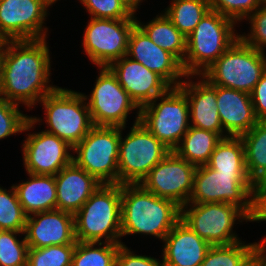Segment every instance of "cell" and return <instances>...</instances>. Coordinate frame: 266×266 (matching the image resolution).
<instances>
[{
    "label": "cell",
    "instance_id": "obj_22",
    "mask_svg": "<svg viewBox=\"0 0 266 266\" xmlns=\"http://www.w3.org/2000/svg\"><path fill=\"white\" fill-rule=\"evenodd\" d=\"M219 118L224 132L231 137H240L258 122L251 94L231 88L216 86Z\"/></svg>",
    "mask_w": 266,
    "mask_h": 266
},
{
    "label": "cell",
    "instance_id": "obj_20",
    "mask_svg": "<svg viewBox=\"0 0 266 266\" xmlns=\"http://www.w3.org/2000/svg\"><path fill=\"white\" fill-rule=\"evenodd\" d=\"M179 87L188 99L190 126L218 133L222 138L229 137L219 118L216 86L201 75H186Z\"/></svg>",
    "mask_w": 266,
    "mask_h": 266
},
{
    "label": "cell",
    "instance_id": "obj_44",
    "mask_svg": "<svg viewBox=\"0 0 266 266\" xmlns=\"http://www.w3.org/2000/svg\"><path fill=\"white\" fill-rule=\"evenodd\" d=\"M244 266H258L257 262L252 258L246 265Z\"/></svg>",
    "mask_w": 266,
    "mask_h": 266
},
{
    "label": "cell",
    "instance_id": "obj_43",
    "mask_svg": "<svg viewBox=\"0 0 266 266\" xmlns=\"http://www.w3.org/2000/svg\"><path fill=\"white\" fill-rule=\"evenodd\" d=\"M122 1L134 14H136L138 12V8H141L140 5H142V3L145 2L146 0H122Z\"/></svg>",
    "mask_w": 266,
    "mask_h": 266
},
{
    "label": "cell",
    "instance_id": "obj_18",
    "mask_svg": "<svg viewBox=\"0 0 266 266\" xmlns=\"http://www.w3.org/2000/svg\"><path fill=\"white\" fill-rule=\"evenodd\" d=\"M109 68L139 108L163 95L171 87L156 72L127 55L113 62Z\"/></svg>",
    "mask_w": 266,
    "mask_h": 266
},
{
    "label": "cell",
    "instance_id": "obj_1",
    "mask_svg": "<svg viewBox=\"0 0 266 266\" xmlns=\"http://www.w3.org/2000/svg\"><path fill=\"white\" fill-rule=\"evenodd\" d=\"M47 41L7 40L1 44L0 95L24 105L28 112L58 87L50 79L53 61Z\"/></svg>",
    "mask_w": 266,
    "mask_h": 266
},
{
    "label": "cell",
    "instance_id": "obj_45",
    "mask_svg": "<svg viewBox=\"0 0 266 266\" xmlns=\"http://www.w3.org/2000/svg\"><path fill=\"white\" fill-rule=\"evenodd\" d=\"M0 73H1V46H0Z\"/></svg>",
    "mask_w": 266,
    "mask_h": 266
},
{
    "label": "cell",
    "instance_id": "obj_24",
    "mask_svg": "<svg viewBox=\"0 0 266 266\" xmlns=\"http://www.w3.org/2000/svg\"><path fill=\"white\" fill-rule=\"evenodd\" d=\"M26 181L13 184L18 200L27 216L56 209L55 177L27 173Z\"/></svg>",
    "mask_w": 266,
    "mask_h": 266
},
{
    "label": "cell",
    "instance_id": "obj_37",
    "mask_svg": "<svg viewBox=\"0 0 266 266\" xmlns=\"http://www.w3.org/2000/svg\"><path fill=\"white\" fill-rule=\"evenodd\" d=\"M210 10L217 11L233 20L238 26L245 22L252 13L266 0H208ZM241 22V23H240Z\"/></svg>",
    "mask_w": 266,
    "mask_h": 266
},
{
    "label": "cell",
    "instance_id": "obj_29",
    "mask_svg": "<svg viewBox=\"0 0 266 266\" xmlns=\"http://www.w3.org/2000/svg\"><path fill=\"white\" fill-rule=\"evenodd\" d=\"M210 10L208 0H171L162 10L173 25L186 37Z\"/></svg>",
    "mask_w": 266,
    "mask_h": 266
},
{
    "label": "cell",
    "instance_id": "obj_6",
    "mask_svg": "<svg viewBox=\"0 0 266 266\" xmlns=\"http://www.w3.org/2000/svg\"><path fill=\"white\" fill-rule=\"evenodd\" d=\"M266 71V53L238 37L201 76L210 84L251 94Z\"/></svg>",
    "mask_w": 266,
    "mask_h": 266
},
{
    "label": "cell",
    "instance_id": "obj_32",
    "mask_svg": "<svg viewBox=\"0 0 266 266\" xmlns=\"http://www.w3.org/2000/svg\"><path fill=\"white\" fill-rule=\"evenodd\" d=\"M27 217L13 184L8 189L0 186V229L24 231Z\"/></svg>",
    "mask_w": 266,
    "mask_h": 266
},
{
    "label": "cell",
    "instance_id": "obj_42",
    "mask_svg": "<svg viewBox=\"0 0 266 266\" xmlns=\"http://www.w3.org/2000/svg\"><path fill=\"white\" fill-rule=\"evenodd\" d=\"M258 266H266V235L257 241L255 246L253 257Z\"/></svg>",
    "mask_w": 266,
    "mask_h": 266
},
{
    "label": "cell",
    "instance_id": "obj_11",
    "mask_svg": "<svg viewBox=\"0 0 266 266\" xmlns=\"http://www.w3.org/2000/svg\"><path fill=\"white\" fill-rule=\"evenodd\" d=\"M254 185L248 173H218L208 165L198 166L188 203H230L250 217Z\"/></svg>",
    "mask_w": 266,
    "mask_h": 266
},
{
    "label": "cell",
    "instance_id": "obj_15",
    "mask_svg": "<svg viewBox=\"0 0 266 266\" xmlns=\"http://www.w3.org/2000/svg\"><path fill=\"white\" fill-rule=\"evenodd\" d=\"M35 125L29 118L23 130L27 132L26 139L21 143L24 170L31 174L55 176L72 162L73 148L44 129L30 132L34 131Z\"/></svg>",
    "mask_w": 266,
    "mask_h": 266
},
{
    "label": "cell",
    "instance_id": "obj_4",
    "mask_svg": "<svg viewBox=\"0 0 266 266\" xmlns=\"http://www.w3.org/2000/svg\"><path fill=\"white\" fill-rule=\"evenodd\" d=\"M44 117L30 116L38 125L46 124L45 131L65 140L72 148L94 126L89 107L82 92L57 87L39 102ZM45 119V120H44Z\"/></svg>",
    "mask_w": 266,
    "mask_h": 266
},
{
    "label": "cell",
    "instance_id": "obj_34",
    "mask_svg": "<svg viewBox=\"0 0 266 266\" xmlns=\"http://www.w3.org/2000/svg\"><path fill=\"white\" fill-rule=\"evenodd\" d=\"M76 244L29 248L26 266H72Z\"/></svg>",
    "mask_w": 266,
    "mask_h": 266
},
{
    "label": "cell",
    "instance_id": "obj_36",
    "mask_svg": "<svg viewBox=\"0 0 266 266\" xmlns=\"http://www.w3.org/2000/svg\"><path fill=\"white\" fill-rule=\"evenodd\" d=\"M91 18L136 19L134 14L122 0H79Z\"/></svg>",
    "mask_w": 266,
    "mask_h": 266
},
{
    "label": "cell",
    "instance_id": "obj_33",
    "mask_svg": "<svg viewBox=\"0 0 266 266\" xmlns=\"http://www.w3.org/2000/svg\"><path fill=\"white\" fill-rule=\"evenodd\" d=\"M28 249L24 231H0V266H26Z\"/></svg>",
    "mask_w": 266,
    "mask_h": 266
},
{
    "label": "cell",
    "instance_id": "obj_14",
    "mask_svg": "<svg viewBox=\"0 0 266 266\" xmlns=\"http://www.w3.org/2000/svg\"><path fill=\"white\" fill-rule=\"evenodd\" d=\"M56 0H0V39L48 38L46 19ZM45 24V25H44Z\"/></svg>",
    "mask_w": 266,
    "mask_h": 266
},
{
    "label": "cell",
    "instance_id": "obj_12",
    "mask_svg": "<svg viewBox=\"0 0 266 266\" xmlns=\"http://www.w3.org/2000/svg\"><path fill=\"white\" fill-rule=\"evenodd\" d=\"M99 70L89 95L83 93L89 107L91 119L96 126L127 127L128 116L136 111L134 124L140 120V108L119 84L109 67Z\"/></svg>",
    "mask_w": 266,
    "mask_h": 266
},
{
    "label": "cell",
    "instance_id": "obj_39",
    "mask_svg": "<svg viewBox=\"0 0 266 266\" xmlns=\"http://www.w3.org/2000/svg\"><path fill=\"white\" fill-rule=\"evenodd\" d=\"M129 248L126 244H121L116 257V266H165L163 260L151 257L150 255H140Z\"/></svg>",
    "mask_w": 266,
    "mask_h": 266
},
{
    "label": "cell",
    "instance_id": "obj_13",
    "mask_svg": "<svg viewBox=\"0 0 266 266\" xmlns=\"http://www.w3.org/2000/svg\"><path fill=\"white\" fill-rule=\"evenodd\" d=\"M135 19H89L83 30L82 48L93 65L109 67L113 62L127 55L129 37Z\"/></svg>",
    "mask_w": 266,
    "mask_h": 266
},
{
    "label": "cell",
    "instance_id": "obj_30",
    "mask_svg": "<svg viewBox=\"0 0 266 266\" xmlns=\"http://www.w3.org/2000/svg\"><path fill=\"white\" fill-rule=\"evenodd\" d=\"M121 244L77 242L72 266H116V257Z\"/></svg>",
    "mask_w": 266,
    "mask_h": 266
},
{
    "label": "cell",
    "instance_id": "obj_17",
    "mask_svg": "<svg viewBox=\"0 0 266 266\" xmlns=\"http://www.w3.org/2000/svg\"><path fill=\"white\" fill-rule=\"evenodd\" d=\"M127 56L156 72L171 87H179L186 77L182 63L157 46L137 24L129 37Z\"/></svg>",
    "mask_w": 266,
    "mask_h": 266
},
{
    "label": "cell",
    "instance_id": "obj_9",
    "mask_svg": "<svg viewBox=\"0 0 266 266\" xmlns=\"http://www.w3.org/2000/svg\"><path fill=\"white\" fill-rule=\"evenodd\" d=\"M126 128L121 127L118 184H140L170 150L140 122L124 136Z\"/></svg>",
    "mask_w": 266,
    "mask_h": 266
},
{
    "label": "cell",
    "instance_id": "obj_8",
    "mask_svg": "<svg viewBox=\"0 0 266 266\" xmlns=\"http://www.w3.org/2000/svg\"><path fill=\"white\" fill-rule=\"evenodd\" d=\"M181 221L211 246H216L241 241L234 227L250 222V217L230 203H187L181 207Z\"/></svg>",
    "mask_w": 266,
    "mask_h": 266
},
{
    "label": "cell",
    "instance_id": "obj_19",
    "mask_svg": "<svg viewBox=\"0 0 266 266\" xmlns=\"http://www.w3.org/2000/svg\"><path fill=\"white\" fill-rule=\"evenodd\" d=\"M24 236L29 248L76 244L74 214L57 209L32 214Z\"/></svg>",
    "mask_w": 266,
    "mask_h": 266
},
{
    "label": "cell",
    "instance_id": "obj_28",
    "mask_svg": "<svg viewBox=\"0 0 266 266\" xmlns=\"http://www.w3.org/2000/svg\"><path fill=\"white\" fill-rule=\"evenodd\" d=\"M207 165L218 173H247L241 137L222 138Z\"/></svg>",
    "mask_w": 266,
    "mask_h": 266
},
{
    "label": "cell",
    "instance_id": "obj_7",
    "mask_svg": "<svg viewBox=\"0 0 266 266\" xmlns=\"http://www.w3.org/2000/svg\"><path fill=\"white\" fill-rule=\"evenodd\" d=\"M139 122L173 151L190 127L184 91L180 87H170L163 95L142 106Z\"/></svg>",
    "mask_w": 266,
    "mask_h": 266
},
{
    "label": "cell",
    "instance_id": "obj_3",
    "mask_svg": "<svg viewBox=\"0 0 266 266\" xmlns=\"http://www.w3.org/2000/svg\"><path fill=\"white\" fill-rule=\"evenodd\" d=\"M77 242L122 243L121 184H101L74 214Z\"/></svg>",
    "mask_w": 266,
    "mask_h": 266
},
{
    "label": "cell",
    "instance_id": "obj_2",
    "mask_svg": "<svg viewBox=\"0 0 266 266\" xmlns=\"http://www.w3.org/2000/svg\"><path fill=\"white\" fill-rule=\"evenodd\" d=\"M181 220V207L141 184L121 185V235L153 236L161 241Z\"/></svg>",
    "mask_w": 266,
    "mask_h": 266
},
{
    "label": "cell",
    "instance_id": "obj_25",
    "mask_svg": "<svg viewBox=\"0 0 266 266\" xmlns=\"http://www.w3.org/2000/svg\"><path fill=\"white\" fill-rule=\"evenodd\" d=\"M135 20L136 24L157 46L170 52L183 63L186 54V36L173 25L163 11L146 23L138 17Z\"/></svg>",
    "mask_w": 266,
    "mask_h": 266
},
{
    "label": "cell",
    "instance_id": "obj_27",
    "mask_svg": "<svg viewBox=\"0 0 266 266\" xmlns=\"http://www.w3.org/2000/svg\"><path fill=\"white\" fill-rule=\"evenodd\" d=\"M245 150L247 173L254 184L266 181V121H258L240 136Z\"/></svg>",
    "mask_w": 266,
    "mask_h": 266
},
{
    "label": "cell",
    "instance_id": "obj_35",
    "mask_svg": "<svg viewBox=\"0 0 266 266\" xmlns=\"http://www.w3.org/2000/svg\"><path fill=\"white\" fill-rule=\"evenodd\" d=\"M20 106L22 105L8 101L0 95V141L23 133L31 115L23 113Z\"/></svg>",
    "mask_w": 266,
    "mask_h": 266
},
{
    "label": "cell",
    "instance_id": "obj_40",
    "mask_svg": "<svg viewBox=\"0 0 266 266\" xmlns=\"http://www.w3.org/2000/svg\"><path fill=\"white\" fill-rule=\"evenodd\" d=\"M266 221V181L254 185L253 189V211L250 222L261 223Z\"/></svg>",
    "mask_w": 266,
    "mask_h": 266
},
{
    "label": "cell",
    "instance_id": "obj_21",
    "mask_svg": "<svg viewBox=\"0 0 266 266\" xmlns=\"http://www.w3.org/2000/svg\"><path fill=\"white\" fill-rule=\"evenodd\" d=\"M165 266H201L211 245L179 221L162 241Z\"/></svg>",
    "mask_w": 266,
    "mask_h": 266
},
{
    "label": "cell",
    "instance_id": "obj_31",
    "mask_svg": "<svg viewBox=\"0 0 266 266\" xmlns=\"http://www.w3.org/2000/svg\"><path fill=\"white\" fill-rule=\"evenodd\" d=\"M256 244L241 240L229 245L211 246L201 266H244L252 259Z\"/></svg>",
    "mask_w": 266,
    "mask_h": 266
},
{
    "label": "cell",
    "instance_id": "obj_38",
    "mask_svg": "<svg viewBox=\"0 0 266 266\" xmlns=\"http://www.w3.org/2000/svg\"><path fill=\"white\" fill-rule=\"evenodd\" d=\"M245 21L249 22L250 31L239 34V37L251 47L266 52V1Z\"/></svg>",
    "mask_w": 266,
    "mask_h": 266
},
{
    "label": "cell",
    "instance_id": "obj_10",
    "mask_svg": "<svg viewBox=\"0 0 266 266\" xmlns=\"http://www.w3.org/2000/svg\"><path fill=\"white\" fill-rule=\"evenodd\" d=\"M120 137L121 127L94 125L73 147L72 161L101 184H118Z\"/></svg>",
    "mask_w": 266,
    "mask_h": 266
},
{
    "label": "cell",
    "instance_id": "obj_26",
    "mask_svg": "<svg viewBox=\"0 0 266 266\" xmlns=\"http://www.w3.org/2000/svg\"><path fill=\"white\" fill-rule=\"evenodd\" d=\"M222 140L218 133L190 126L178 146L173 150L194 166L207 165L216 145Z\"/></svg>",
    "mask_w": 266,
    "mask_h": 266
},
{
    "label": "cell",
    "instance_id": "obj_16",
    "mask_svg": "<svg viewBox=\"0 0 266 266\" xmlns=\"http://www.w3.org/2000/svg\"><path fill=\"white\" fill-rule=\"evenodd\" d=\"M196 168L170 151L140 184L147 191L182 207L192 194Z\"/></svg>",
    "mask_w": 266,
    "mask_h": 266
},
{
    "label": "cell",
    "instance_id": "obj_41",
    "mask_svg": "<svg viewBox=\"0 0 266 266\" xmlns=\"http://www.w3.org/2000/svg\"><path fill=\"white\" fill-rule=\"evenodd\" d=\"M251 100L257 120L266 121V71L256 83L251 93Z\"/></svg>",
    "mask_w": 266,
    "mask_h": 266
},
{
    "label": "cell",
    "instance_id": "obj_5",
    "mask_svg": "<svg viewBox=\"0 0 266 266\" xmlns=\"http://www.w3.org/2000/svg\"><path fill=\"white\" fill-rule=\"evenodd\" d=\"M237 24L217 11L209 10L186 37L182 63L186 75H201L239 37Z\"/></svg>",
    "mask_w": 266,
    "mask_h": 266
},
{
    "label": "cell",
    "instance_id": "obj_23",
    "mask_svg": "<svg viewBox=\"0 0 266 266\" xmlns=\"http://www.w3.org/2000/svg\"><path fill=\"white\" fill-rule=\"evenodd\" d=\"M56 209L75 214L101 183L73 161L55 176Z\"/></svg>",
    "mask_w": 266,
    "mask_h": 266
}]
</instances>
